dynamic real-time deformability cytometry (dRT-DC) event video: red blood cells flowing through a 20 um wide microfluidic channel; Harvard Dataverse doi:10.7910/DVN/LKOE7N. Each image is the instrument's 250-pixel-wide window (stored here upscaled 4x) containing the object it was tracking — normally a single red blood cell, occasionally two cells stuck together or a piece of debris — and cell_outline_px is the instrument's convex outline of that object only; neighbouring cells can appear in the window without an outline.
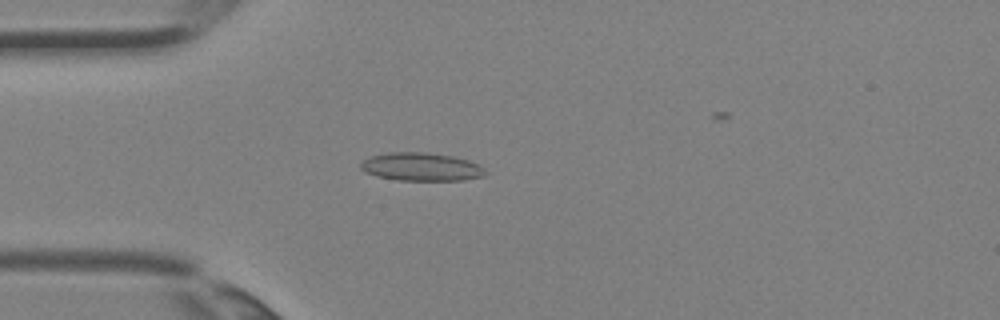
{"species": "Egyptian fruit bat (a non-hibernating species)", "species_latin": "Rousettus aegyptiacus", "temperature_condition": "room temperature", "stored_images_in_passage": 2, "camera_frame_rate_fps": 3000, "um_per_image_px": 0.085, "animal": {"sex": "female"}, "frame": {"image": 1, "passage_image": 2, "time_ms": 0.333, "image_size_px": [1000, 320], "cell_outline_px": [[488, 172], [484, 176], [464, 180], [396, 180], [376, 176], [364, 172], [360, 168], [360, 164], [364, 160], [372, 156], [388, 152], [424, 152], [452, 156], [468, 160], [484, 168]], "centroid_in_image_um": [35.8, 14.18], "position_along_channel_um": 49.2, "area_um2": 20.46}}